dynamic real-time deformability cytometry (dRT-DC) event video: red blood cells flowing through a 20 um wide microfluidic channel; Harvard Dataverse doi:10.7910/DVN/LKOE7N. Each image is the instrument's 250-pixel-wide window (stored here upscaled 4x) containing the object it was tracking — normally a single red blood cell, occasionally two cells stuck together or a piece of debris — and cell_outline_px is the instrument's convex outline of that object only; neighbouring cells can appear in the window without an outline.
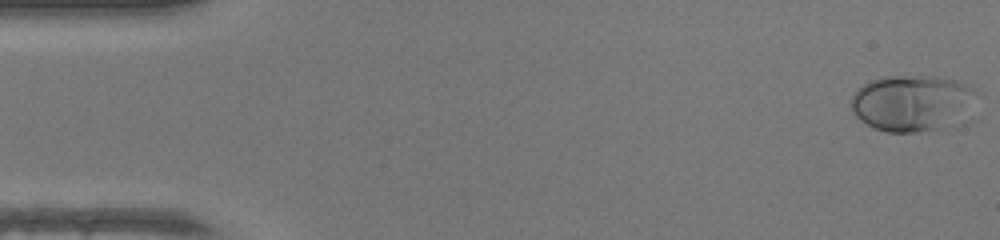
{"species": "human", "species_latin": "Homo sapiens", "temperature_condition": "warm", "stored_images_in_passage": 48, "camera_frame_rate_fps": 3000, "um_per_image_px": 0.085, "donor": {"sex": "female"}, "frame": {"image": 1, "passage_image": 1, "time_ms": 0.0, "image_size_px": [1000, 240], "cell_outline_px": [[976, 92], [944, 128], [916, 132], [888, 132], [876, 128], [860, 120], [852, 112], [852, 96], [864, 84], [872, 80], [884, 76], [936, 76], [956, 80], [976, 88]], "centroid_in_image_um": [77.39, 8.72], "position_along_channel_um": 7.6, "area_um2": 39.48}}
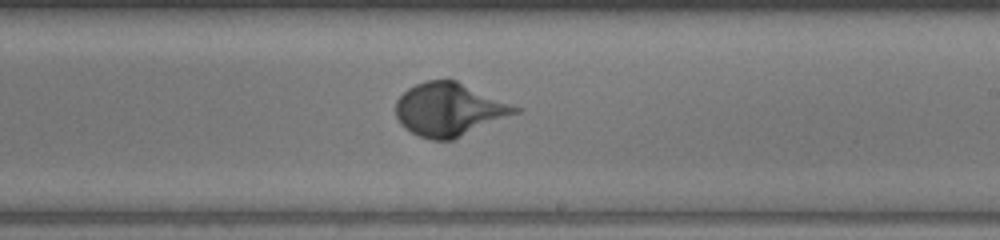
{"frame": {"image": 2, "passage_image": 28, "time_ms": 9.0, "image_size_px": [1000, 240], "cell_outline_px": [[524, 108], [520, 112], [452, 140], [432, 140], [420, 136], [404, 128], [400, 124], [396, 116], [396, 100], [408, 88], [416, 84], [428, 80], [456, 80]], "centroid_in_image_um": [38.21, 9.3], "position_along_channel_um": 250.8, "area_um2": 37.05}}
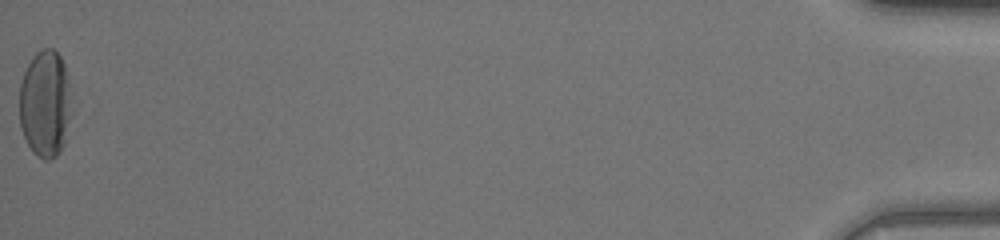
{"frame": {"image": 3, "passage_image": 48, "time_ms": 15.667, "image_size_px": [1000, 240], "cell_outline_px": [[72, 112], [64, 144], [60, 152], [52, 160], [44, 160], [32, 152], [20, 128], [20, 84], [24, 72], [28, 64], [36, 52], [40, 48], [52, 48], [60, 56], [64, 64], [72, 92]], "centroid_in_image_um": [3.87, 8.83], "position_along_channel_um": 431.3, "area_um2": 33.18}, "authors_computed_cell_mechanics": {"area_um2": 35.1135, "velocity_mm_per_s": 4.3139, "shape_relaxation_time_tau1_ms": 2.9461, "shape_relaxation_time_tau2_ms": null, "deformation_change_tau1": 0.2096, "deformation_change_tau2": null}}